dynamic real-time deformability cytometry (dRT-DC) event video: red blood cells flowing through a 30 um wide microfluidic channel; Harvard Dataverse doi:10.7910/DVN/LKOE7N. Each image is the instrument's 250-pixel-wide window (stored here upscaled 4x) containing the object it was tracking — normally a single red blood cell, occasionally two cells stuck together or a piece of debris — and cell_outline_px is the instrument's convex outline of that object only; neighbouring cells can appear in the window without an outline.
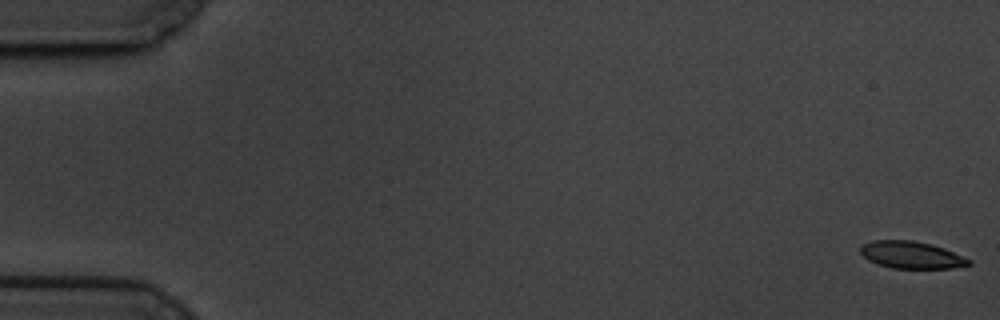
{"species": "common noctule bat (a hibernating species)", "species_latin": "Nyctalus noctula", "temperature_condition": "cold", "stored_images_in_passage": 19, "camera_frame_rate_fps": 3000, "um_per_image_px": 0.085, "animal": {"sex": "male", "body_mass_g": 19.5, "forearm_length_mm": 54.6}, "frame": {"image": 1, "passage_image": 1, "time_ms": 0.0, "image_size_px": [1000, 320], "cell_outline_px": [[972, 264], [952, 268], [892, 268], [868, 260], [860, 252], [860, 244], [872, 240], [912, 240], [932, 244], [944, 248], [972, 260]], "centroid_in_image_um": [77.46, 21.66], "position_along_channel_um": 7.5, "area_um2": 17.17}}
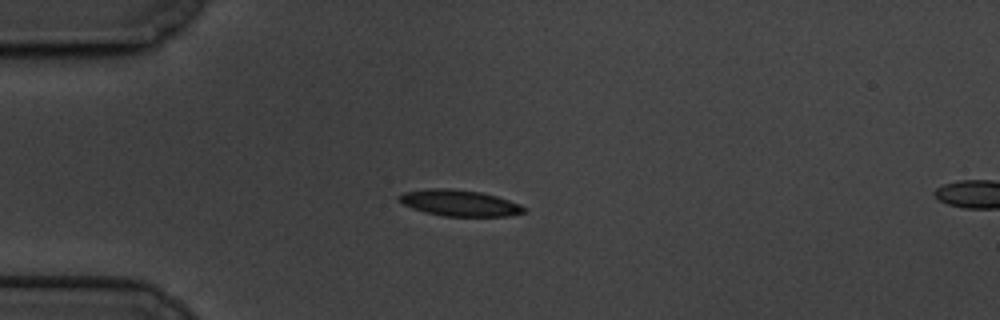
{"frame": {"image": 2, "passage_image": 16, "time_ms": 5.0, "image_size_px": [1000, 320], "cell_outline_px": [[528, 212], [508, 216], [444, 216], [424, 212], [412, 208], [404, 204], [396, 196], [404, 192], [428, 188], [452, 188], [480, 192], [496, 196], [520, 204], [528, 208]], "centroid_in_image_um": [39.08, 17.25], "position_along_channel_um": 45.9, "area_um2": 19.19}}